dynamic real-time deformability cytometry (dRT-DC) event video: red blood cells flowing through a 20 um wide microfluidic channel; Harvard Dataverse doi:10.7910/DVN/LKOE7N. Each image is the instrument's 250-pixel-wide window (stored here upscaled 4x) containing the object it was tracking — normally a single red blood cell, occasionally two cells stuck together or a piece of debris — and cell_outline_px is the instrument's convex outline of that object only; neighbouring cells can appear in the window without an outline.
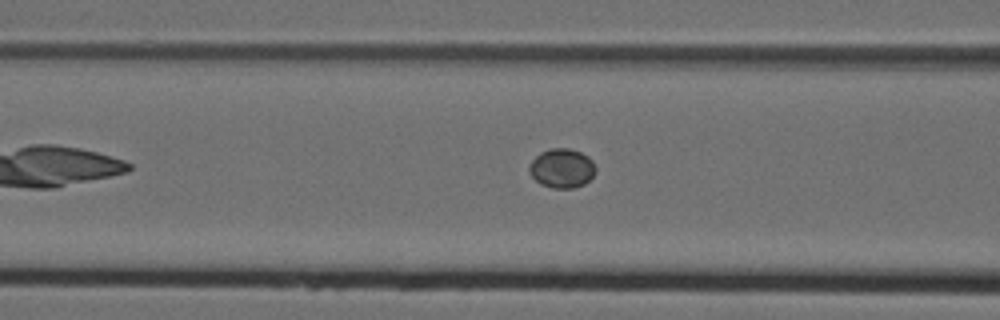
{"species": "Egyptian fruit bat (a non-hibernating species)", "species_latin": "Rousettus aegyptiacus", "temperature_condition": "cold", "stored_images_in_passage": 4, "camera_frame_rate_fps": 3000, "um_per_image_px": 0.085, "animal": {"sex": "female"}, "frame": {"image": 1, "passage_image": 3, "time_ms": 0.667, "image_size_px": [1000, 320], "cell_outline_px": [[596, 172], [584, 184], [572, 188], [552, 188], [540, 184], [528, 172], [528, 164], [540, 152], [552, 148], [568, 148], [580, 152], [588, 156], [592, 160], [596, 168]], "centroid_in_image_um": [47.74, 14.3], "position_along_channel_um": 118.9, "area_um2": 15.26}}
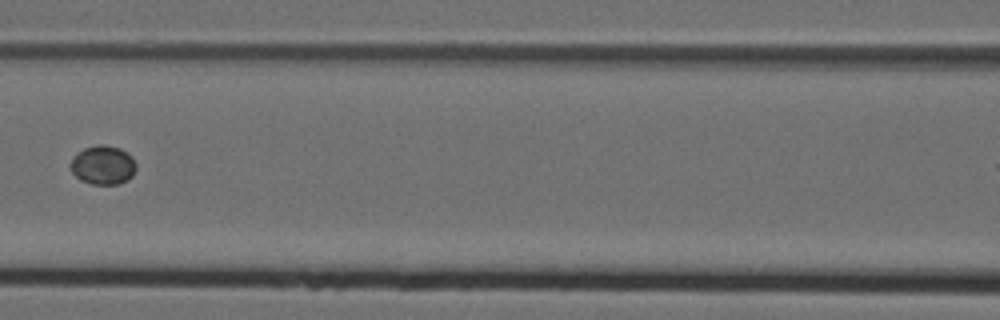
{"frame": {"image": 2, "passage_image": 4, "time_ms": 1.0, "image_size_px": [1000, 320], "cell_outline_px": [[136, 168], [132, 176], [128, 180], [116, 184], [92, 184], [80, 180], [72, 172], [68, 164], [76, 152], [84, 148], [100, 144], [104, 144], [120, 148], [132, 156], [136, 164]], "centroid_in_image_um": [8.73, 14.02], "position_along_channel_um": 157.9, "area_um2": 15.09}}